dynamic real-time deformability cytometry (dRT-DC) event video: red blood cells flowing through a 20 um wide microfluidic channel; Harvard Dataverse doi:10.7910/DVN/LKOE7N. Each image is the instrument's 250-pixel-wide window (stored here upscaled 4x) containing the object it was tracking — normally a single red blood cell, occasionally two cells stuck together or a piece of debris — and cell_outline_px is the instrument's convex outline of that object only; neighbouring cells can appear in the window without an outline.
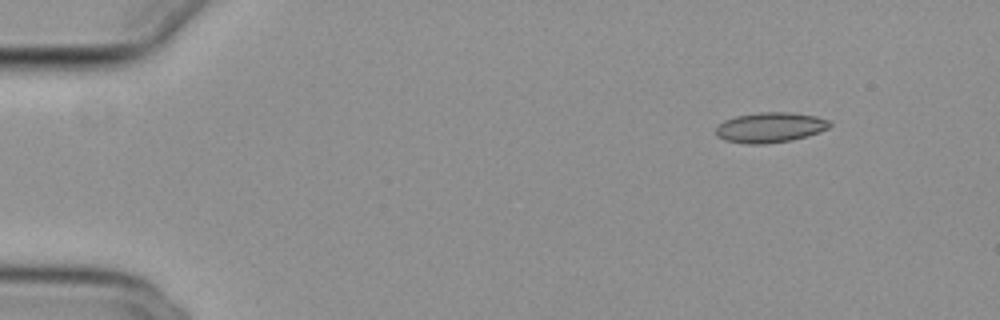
{"species": "common noctule bat (a hibernating species)", "species_latin": "Nyctalus noctula", "temperature_condition": "cold", "stored_images_in_passage": 49, "camera_frame_rate_fps": 3000, "um_per_image_px": 0.085, "animal": {"sex": "female", "body_mass_g": 29.2, "forearm_length_mm": 56.3}, "frame": {"image": 1, "passage_image": 1, "time_ms": 0.0, "image_size_px": [1000, 320], "cell_outline_px": [[832, 124], [828, 128], [820, 132], [808, 136], [792, 140], [764, 144], [748, 144], [724, 140], [716, 136], [716, 128], [724, 120], [736, 116], [760, 112], [792, 112], [816, 116], [828, 120]], "centroid_in_image_um": [65.47, 10.83], "position_along_channel_um": 19.5, "area_um2": 20.11}}
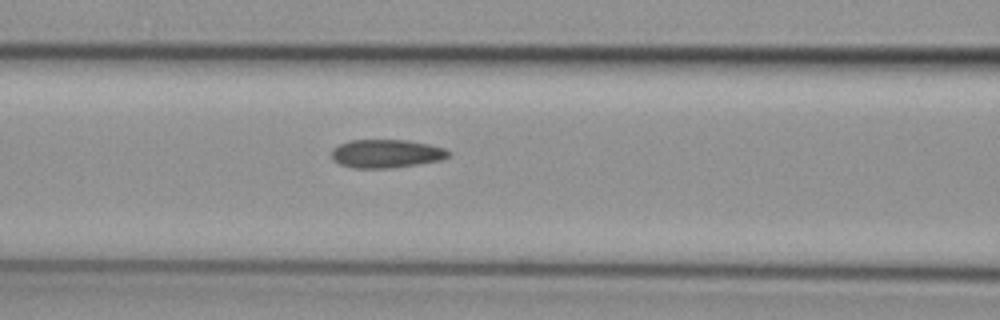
{"frame": {"image": 2, "passage_image": 18, "time_ms": 5.667, "image_size_px": [1000, 320], "cell_outline_px": [[452, 152], [448, 156], [440, 160], [392, 168], [352, 168], [340, 164], [332, 160], [332, 148], [340, 144], [352, 140], [408, 140], [428, 144], [444, 148]], "centroid_in_image_um": [32.82, 13.06], "position_along_channel_um": 133.8, "area_um2": 19.31}}
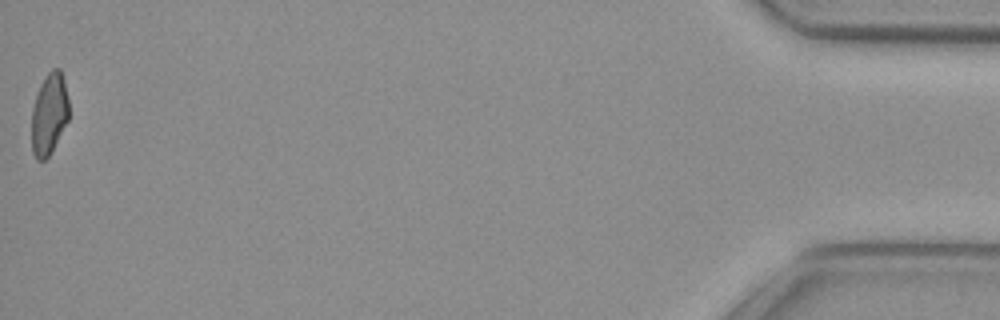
{"frame": {"image": 3, "passage_image": 49, "time_ms": 16.0, "image_size_px": [1000, 320], "cell_outline_px": [[68, 120], [48, 156], [44, 160], [36, 160], [32, 152], [32, 108], [40, 84], [48, 72], [52, 68], [60, 68], [64, 80], [68, 100]], "centroid_in_image_um": [4.17, 9.66], "position_along_channel_um": 431.0, "area_um2": 17.51}, "authors_computed_cell_mechanics": {"area_um2": 19.3052, "velocity_mm_per_s": 3.8315, "shape_relaxation_time_tau1_ms": null, "shape_relaxation_time_tau2_ms": 5.8184, "deformation_change_tau1": null, "deformation_change_tau2": 0.1117}}